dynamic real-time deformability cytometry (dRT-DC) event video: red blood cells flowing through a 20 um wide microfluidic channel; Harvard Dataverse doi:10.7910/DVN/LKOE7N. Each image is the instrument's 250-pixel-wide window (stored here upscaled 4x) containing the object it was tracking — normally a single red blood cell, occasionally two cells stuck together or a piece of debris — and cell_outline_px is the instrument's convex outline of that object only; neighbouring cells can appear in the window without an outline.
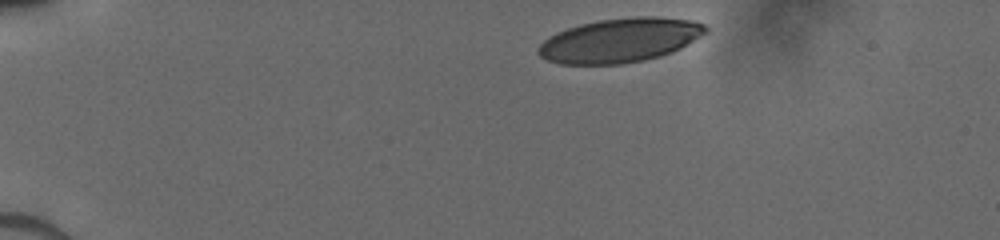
{"species": "human", "species_latin": "Homo sapiens", "temperature_condition": "cold", "stored_images_in_passage": 33, "camera_frame_rate_fps": 3000, "um_per_image_px": 0.085, "donor": {"sex": "male"}, "frame": {"image": 1, "passage_image": 1, "time_ms": 0.0, "image_size_px": [1000, 240], "cell_outline_px": [[708, 32], [680, 48], [672, 52], [660, 56], [644, 60], [620, 64], [560, 64], [548, 60], [540, 56], [536, 52], [536, 48], [548, 36], [556, 32], [580, 24], [600, 20], [636, 16], [656, 16], [692, 20], [704, 24], [708, 28]], "centroid_in_image_um": [52.69, 3.42], "position_along_channel_um": 32.3, "area_um2": 43.18}}
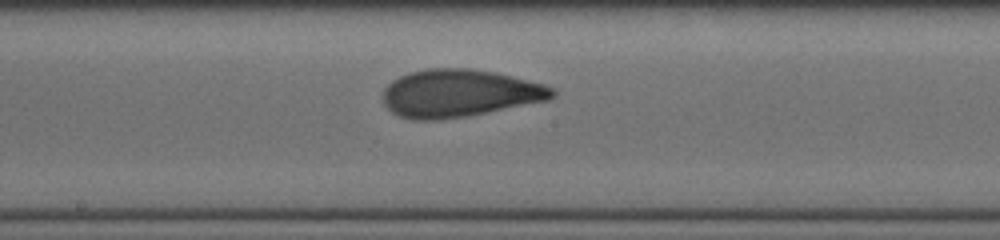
{"frame": {"image": 2, "passage_image": 20, "time_ms": 6.333, "image_size_px": [1000, 240], "cell_outline_px": [[556, 96], [548, 100], [464, 116], [440, 120], [412, 120], [400, 116], [392, 112], [384, 104], [384, 88], [392, 80], [400, 76], [412, 72], [428, 68], [472, 68], [512, 76], [544, 84], [552, 88], [556, 92]], "centroid_in_image_um": [39.03, 7.92], "position_along_channel_um": 209.2, "area_um2": 46.64}}
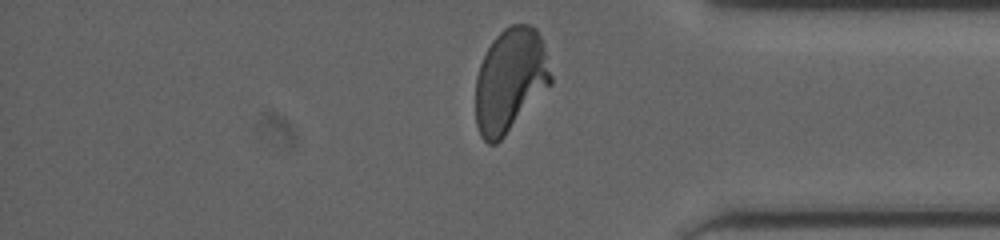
{"frame": {"image": 3, "passage_image": 33, "time_ms": 11.0, "image_size_px": [1000, 240], "cell_outline_px": [[552, 84], [504, 136], [496, 144], [488, 144], [480, 136], [476, 124], [476, 76], [480, 64], [492, 40], [504, 28], [512, 24], [528, 24], [536, 28], [540, 36], [544, 48], [552, 76]], "centroid_in_image_um": [43.36, 6.82], "position_along_channel_um": 391.8, "area_um2": 45.43}}